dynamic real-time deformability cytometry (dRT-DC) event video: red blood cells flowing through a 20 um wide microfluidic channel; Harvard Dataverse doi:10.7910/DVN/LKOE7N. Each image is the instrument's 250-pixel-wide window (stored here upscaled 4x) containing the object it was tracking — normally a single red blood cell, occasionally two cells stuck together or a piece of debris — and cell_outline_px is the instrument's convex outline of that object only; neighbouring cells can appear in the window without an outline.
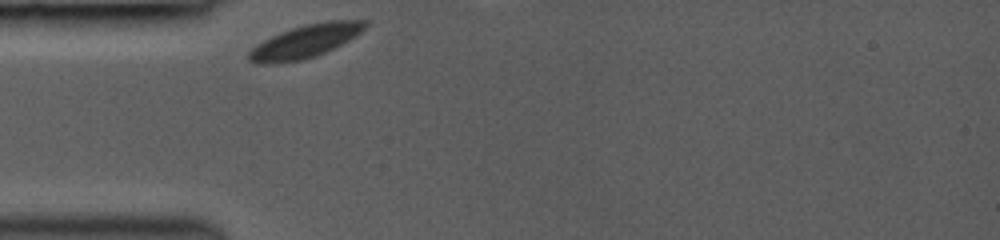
{"species": "common noctule bat (a hibernating species)", "species_latin": "Nyctalus noctula", "temperature_condition": "room temperature", "stored_images_in_passage": 6, "camera_frame_rate_fps": 3000, "um_per_image_px": 0.085, "animal": {"sex": "female", "body_mass_g": 19.0, "forearm_length_mm": 53.3}, "frame": {"image": 1, "passage_image": 1, "time_ms": 0.0, "image_size_px": [1000, 240], "cell_outline_px": [[368, 24], [356, 36], [316, 56], [300, 60], [264, 64], [260, 64], [248, 60], [248, 52], [256, 44], [280, 32], [304, 24], [328, 20], [364, 20]], "centroid_in_image_um": [25.93, 3.5], "position_along_channel_um": 59.1, "area_um2": 22.08}}
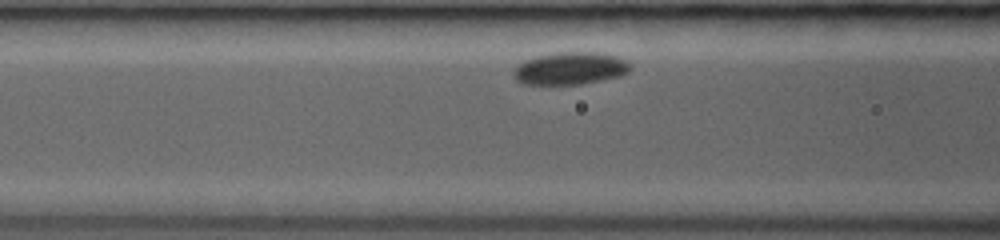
{"frame": {"image": 2, "passage_image": 5, "time_ms": 1.667, "image_size_px": [1000, 240], "cell_outline_px": [[632, 68], [628, 72], [620, 76], [604, 80], [580, 84], [520, 84], [516, 80], [512, 72], [512, 68], [524, 60], [536, 56], [560, 52], [596, 52], [616, 56], [624, 60]], "centroid_in_image_um": [48.42, 5.82], "position_along_channel_um": 118.2, "area_um2": 22.2}}